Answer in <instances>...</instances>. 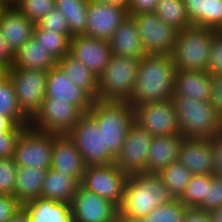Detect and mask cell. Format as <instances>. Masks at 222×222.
<instances>
[{
	"label": "cell",
	"mask_w": 222,
	"mask_h": 222,
	"mask_svg": "<svg viewBox=\"0 0 222 222\" xmlns=\"http://www.w3.org/2000/svg\"><path fill=\"white\" fill-rule=\"evenodd\" d=\"M176 71L171 55L143 56L133 92L127 102L135 109L145 104L170 100Z\"/></svg>",
	"instance_id": "obj_1"
},
{
	"label": "cell",
	"mask_w": 222,
	"mask_h": 222,
	"mask_svg": "<svg viewBox=\"0 0 222 222\" xmlns=\"http://www.w3.org/2000/svg\"><path fill=\"white\" fill-rule=\"evenodd\" d=\"M177 200L159 173L128 175L118 218L147 217L155 207Z\"/></svg>",
	"instance_id": "obj_2"
},
{
	"label": "cell",
	"mask_w": 222,
	"mask_h": 222,
	"mask_svg": "<svg viewBox=\"0 0 222 222\" xmlns=\"http://www.w3.org/2000/svg\"><path fill=\"white\" fill-rule=\"evenodd\" d=\"M87 114L102 129L104 147L117 157L130 126L135 122L134 108L127 101L95 99Z\"/></svg>",
	"instance_id": "obj_3"
},
{
	"label": "cell",
	"mask_w": 222,
	"mask_h": 222,
	"mask_svg": "<svg viewBox=\"0 0 222 222\" xmlns=\"http://www.w3.org/2000/svg\"><path fill=\"white\" fill-rule=\"evenodd\" d=\"M180 133L184 137L211 138L222 132L221 114L211 102L172 97Z\"/></svg>",
	"instance_id": "obj_4"
},
{
	"label": "cell",
	"mask_w": 222,
	"mask_h": 222,
	"mask_svg": "<svg viewBox=\"0 0 222 222\" xmlns=\"http://www.w3.org/2000/svg\"><path fill=\"white\" fill-rule=\"evenodd\" d=\"M216 30L192 25L178 31L171 58L177 70L207 71L211 41Z\"/></svg>",
	"instance_id": "obj_5"
},
{
	"label": "cell",
	"mask_w": 222,
	"mask_h": 222,
	"mask_svg": "<svg viewBox=\"0 0 222 222\" xmlns=\"http://www.w3.org/2000/svg\"><path fill=\"white\" fill-rule=\"evenodd\" d=\"M140 59L112 55L98 78V99L128 101L133 92Z\"/></svg>",
	"instance_id": "obj_6"
},
{
	"label": "cell",
	"mask_w": 222,
	"mask_h": 222,
	"mask_svg": "<svg viewBox=\"0 0 222 222\" xmlns=\"http://www.w3.org/2000/svg\"><path fill=\"white\" fill-rule=\"evenodd\" d=\"M59 134L25 127L16 140L13 159L17 166L48 170L52 165L54 139Z\"/></svg>",
	"instance_id": "obj_7"
},
{
	"label": "cell",
	"mask_w": 222,
	"mask_h": 222,
	"mask_svg": "<svg viewBox=\"0 0 222 222\" xmlns=\"http://www.w3.org/2000/svg\"><path fill=\"white\" fill-rule=\"evenodd\" d=\"M75 143L86 166L109 165L115 163L116 157L104 147L102 129L86 113L67 133Z\"/></svg>",
	"instance_id": "obj_8"
},
{
	"label": "cell",
	"mask_w": 222,
	"mask_h": 222,
	"mask_svg": "<svg viewBox=\"0 0 222 222\" xmlns=\"http://www.w3.org/2000/svg\"><path fill=\"white\" fill-rule=\"evenodd\" d=\"M6 73L12 80L22 113L31 120L40 110L45 98L47 72L10 68Z\"/></svg>",
	"instance_id": "obj_9"
},
{
	"label": "cell",
	"mask_w": 222,
	"mask_h": 222,
	"mask_svg": "<svg viewBox=\"0 0 222 222\" xmlns=\"http://www.w3.org/2000/svg\"><path fill=\"white\" fill-rule=\"evenodd\" d=\"M137 26L146 55H171L178 31L154 12L131 16Z\"/></svg>",
	"instance_id": "obj_10"
},
{
	"label": "cell",
	"mask_w": 222,
	"mask_h": 222,
	"mask_svg": "<svg viewBox=\"0 0 222 222\" xmlns=\"http://www.w3.org/2000/svg\"><path fill=\"white\" fill-rule=\"evenodd\" d=\"M83 113L73 104L54 98H44L40 110L29 121L33 129L67 134L79 121Z\"/></svg>",
	"instance_id": "obj_11"
},
{
	"label": "cell",
	"mask_w": 222,
	"mask_h": 222,
	"mask_svg": "<svg viewBox=\"0 0 222 222\" xmlns=\"http://www.w3.org/2000/svg\"><path fill=\"white\" fill-rule=\"evenodd\" d=\"M128 175L115 164L86 166L81 185L120 206Z\"/></svg>",
	"instance_id": "obj_12"
},
{
	"label": "cell",
	"mask_w": 222,
	"mask_h": 222,
	"mask_svg": "<svg viewBox=\"0 0 222 222\" xmlns=\"http://www.w3.org/2000/svg\"><path fill=\"white\" fill-rule=\"evenodd\" d=\"M153 135L134 122L127 133L115 164L127 175L147 172V156Z\"/></svg>",
	"instance_id": "obj_13"
},
{
	"label": "cell",
	"mask_w": 222,
	"mask_h": 222,
	"mask_svg": "<svg viewBox=\"0 0 222 222\" xmlns=\"http://www.w3.org/2000/svg\"><path fill=\"white\" fill-rule=\"evenodd\" d=\"M70 206L73 222H118L119 207L81 184Z\"/></svg>",
	"instance_id": "obj_14"
},
{
	"label": "cell",
	"mask_w": 222,
	"mask_h": 222,
	"mask_svg": "<svg viewBox=\"0 0 222 222\" xmlns=\"http://www.w3.org/2000/svg\"><path fill=\"white\" fill-rule=\"evenodd\" d=\"M135 122L154 137L180 135L178 115L171 99L145 104L134 109Z\"/></svg>",
	"instance_id": "obj_15"
},
{
	"label": "cell",
	"mask_w": 222,
	"mask_h": 222,
	"mask_svg": "<svg viewBox=\"0 0 222 222\" xmlns=\"http://www.w3.org/2000/svg\"><path fill=\"white\" fill-rule=\"evenodd\" d=\"M70 54L96 76H100L112 56L110 43L84 34L70 39Z\"/></svg>",
	"instance_id": "obj_16"
},
{
	"label": "cell",
	"mask_w": 222,
	"mask_h": 222,
	"mask_svg": "<svg viewBox=\"0 0 222 222\" xmlns=\"http://www.w3.org/2000/svg\"><path fill=\"white\" fill-rule=\"evenodd\" d=\"M128 13L117 6L106 3L88 2L86 36L110 41Z\"/></svg>",
	"instance_id": "obj_17"
},
{
	"label": "cell",
	"mask_w": 222,
	"mask_h": 222,
	"mask_svg": "<svg viewBox=\"0 0 222 222\" xmlns=\"http://www.w3.org/2000/svg\"><path fill=\"white\" fill-rule=\"evenodd\" d=\"M45 98L69 102L83 114L91 109L94 101L86 91L73 84L57 64L47 72Z\"/></svg>",
	"instance_id": "obj_18"
},
{
	"label": "cell",
	"mask_w": 222,
	"mask_h": 222,
	"mask_svg": "<svg viewBox=\"0 0 222 222\" xmlns=\"http://www.w3.org/2000/svg\"><path fill=\"white\" fill-rule=\"evenodd\" d=\"M213 147L209 138L184 137L178 161L188 167L193 175L213 174Z\"/></svg>",
	"instance_id": "obj_19"
},
{
	"label": "cell",
	"mask_w": 222,
	"mask_h": 222,
	"mask_svg": "<svg viewBox=\"0 0 222 222\" xmlns=\"http://www.w3.org/2000/svg\"><path fill=\"white\" fill-rule=\"evenodd\" d=\"M35 23L30 21L13 5L0 9V29L13 54L32 36Z\"/></svg>",
	"instance_id": "obj_20"
},
{
	"label": "cell",
	"mask_w": 222,
	"mask_h": 222,
	"mask_svg": "<svg viewBox=\"0 0 222 222\" xmlns=\"http://www.w3.org/2000/svg\"><path fill=\"white\" fill-rule=\"evenodd\" d=\"M85 167L86 165L75 143L67 134L58 135L54 139L51 168L68 174L81 184Z\"/></svg>",
	"instance_id": "obj_21"
},
{
	"label": "cell",
	"mask_w": 222,
	"mask_h": 222,
	"mask_svg": "<svg viewBox=\"0 0 222 222\" xmlns=\"http://www.w3.org/2000/svg\"><path fill=\"white\" fill-rule=\"evenodd\" d=\"M213 79L207 71L177 70L174 79L172 97L210 102Z\"/></svg>",
	"instance_id": "obj_22"
},
{
	"label": "cell",
	"mask_w": 222,
	"mask_h": 222,
	"mask_svg": "<svg viewBox=\"0 0 222 222\" xmlns=\"http://www.w3.org/2000/svg\"><path fill=\"white\" fill-rule=\"evenodd\" d=\"M109 43L112 55L137 59L146 55L137 26L129 15L121 22Z\"/></svg>",
	"instance_id": "obj_23"
},
{
	"label": "cell",
	"mask_w": 222,
	"mask_h": 222,
	"mask_svg": "<svg viewBox=\"0 0 222 222\" xmlns=\"http://www.w3.org/2000/svg\"><path fill=\"white\" fill-rule=\"evenodd\" d=\"M182 140L181 134L153 137L147 156V172L159 173L166 166L177 162Z\"/></svg>",
	"instance_id": "obj_24"
},
{
	"label": "cell",
	"mask_w": 222,
	"mask_h": 222,
	"mask_svg": "<svg viewBox=\"0 0 222 222\" xmlns=\"http://www.w3.org/2000/svg\"><path fill=\"white\" fill-rule=\"evenodd\" d=\"M30 222H73L72 208L66 202L37 198L21 206Z\"/></svg>",
	"instance_id": "obj_25"
},
{
	"label": "cell",
	"mask_w": 222,
	"mask_h": 222,
	"mask_svg": "<svg viewBox=\"0 0 222 222\" xmlns=\"http://www.w3.org/2000/svg\"><path fill=\"white\" fill-rule=\"evenodd\" d=\"M56 64L57 60L32 36L15 52L11 68L48 72Z\"/></svg>",
	"instance_id": "obj_26"
},
{
	"label": "cell",
	"mask_w": 222,
	"mask_h": 222,
	"mask_svg": "<svg viewBox=\"0 0 222 222\" xmlns=\"http://www.w3.org/2000/svg\"><path fill=\"white\" fill-rule=\"evenodd\" d=\"M192 25L222 31V0H183Z\"/></svg>",
	"instance_id": "obj_27"
},
{
	"label": "cell",
	"mask_w": 222,
	"mask_h": 222,
	"mask_svg": "<svg viewBox=\"0 0 222 222\" xmlns=\"http://www.w3.org/2000/svg\"><path fill=\"white\" fill-rule=\"evenodd\" d=\"M79 185L80 184L68 174H63L50 168L46 172L40 197L71 204Z\"/></svg>",
	"instance_id": "obj_28"
},
{
	"label": "cell",
	"mask_w": 222,
	"mask_h": 222,
	"mask_svg": "<svg viewBox=\"0 0 222 222\" xmlns=\"http://www.w3.org/2000/svg\"><path fill=\"white\" fill-rule=\"evenodd\" d=\"M57 65L73 84L86 91L94 100L98 99L99 77L83 63L68 53L57 61Z\"/></svg>",
	"instance_id": "obj_29"
},
{
	"label": "cell",
	"mask_w": 222,
	"mask_h": 222,
	"mask_svg": "<svg viewBox=\"0 0 222 222\" xmlns=\"http://www.w3.org/2000/svg\"><path fill=\"white\" fill-rule=\"evenodd\" d=\"M46 172L37 167L18 166L14 197L21 205L40 197Z\"/></svg>",
	"instance_id": "obj_30"
},
{
	"label": "cell",
	"mask_w": 222,
	"mask_h": 222,
	"mask_svg": "<svg viewBox=\"0 0 222 222\" xmlns=\"http://www.w3.org/2000/svg\"><path fill=\"white\" fill-rule=\"evenodd\" d=\"M0 115L9 117L16 125L29 126L30 120L22 113L12 80L6 72L0 78Z\"/></svg>",
	"instance_id": "obj_31"
},
{
	"label": "cell",
	"mask_w": 222,
	"mask_h": 222,
	"mask_svg": "<svg viewBox=\"0 0 222 222\" xmlns=\"http://www.w3.org/2000/svg\"><path fill=\"white\" fill-rule=\"evenodd\" d=\"M88 0H55V7L65 16L72 35L84 34L87 30Z\"/></svg>",
	"instance_id": "obj_32"
},
{
	"label": "cell",
	"mask_w": 222,
	"mask_h": 222,
	"mask_svg": "<svg viewBox=\"0 0 222 222\" xmlns=\"http://www.w3.org/2000/svg\"><path fill=\"white\" fill-rule=\"evenodd\" d=\"M33 37L37 42H40L57 61L70 53V39L73 37L72 34H62L52 30L48 31L35 24Z\"/></svg>",
	"instance_id": "obj_33"
},
{
	"label": "cell",
	"mask_w": 222,
	"mask_h": 222,
	"mask_svg": "<svg viewBox=\"0 0 222 222\" xmlns=\"http://www.w3.org/2000/svg\"><path fill=\"white\" fill-rule=\"evenodd\" d=\"M154 13L177 31L192 26L183 0H159Z\"/></svg>",
	"instance_id": "obj_34"
},
{
	"label": "cell",
	"mask_w": 222,
	"mask_h": 222,
	"mask_svg": "<svg viewBox=\"0 0 222 222\" xmlns=\"http://www.w3.org/2000/svg\"><path fill=\"white\" fill-rule=\"evenodd\" d=\"M165 186L176 196L180 198L185 187L190 182L193 173L187 166L182 165L179 161L173 162L159 172Z\"/></svg>",
	"instance_id": "obj_35"
},
{
	"label": "cell",
	"mask_w": 222,
	"mask_h": 222,
	"mask_svg": "<svg viewBox=\"0 0 222 222\" xmlns=\"http://www.w3.org/2000/svg\"><path fill=\"white\" fill-rule=\"evenodd\" d=\"M212 179L209 175H193L178 199L186 207H199L206 197L208 183Z\"/></svg>",
	"instance_id": "obj_36"
},
{
	"label": "cell",
	"mask_w": 222,
	"mask_h": 222,
	"mask_svg": "<svg viewBox=\"0 0 222 222\" xmlns=\"http://www.w3.org/2000/svg\"><path fill=\"white\" fill-rule=\"evenodd\" d=\"M13 6L36 24L55 8V0H17Z\"/></svg>",
	"instance_id": "obj_37"
},
{
	"label": "cell",
	"mask_w": 222,
	"mask_h": 222,
	"mask_svg": "<svg viewBox=\"0 0 222 222\" xmlns=\"http://www.w3.org/2000/svg\"><path fill=\"white\" fill-rule=\"evenodd\" d=\"M186 206L179 200L155 207L147 216L151 222H183Z\"/></svg>",
	"instance_id": "obj_38"
},
{
	"label": "cell",
	"mask_w": 222,
	"mask_h": 222,
	"mask_svg": "<svg viewBox=\"0 0 222 222\" xmlns=\"http://www.w3.org/2000/svg\"><path fill=\"white\" fill-rule=\"evenodd\" d=\"M17 170L13 157L0 159V194L14 196Z\"/></svg>",
	"instance_id": "obj_39"
},
{
	"label": "cell",
	"mask_w": 222,
	"mask_h": 222,
	"mask_svg": "<svg viewBox=\"0 0 222 222\" xmlns=\"http://www.w3.org/2000/svg\"><path fill=\"white\" fill-rule=\"evenodd\" d=\"M222 207V177L212 174V179L208 183L206 197L198 207L205 211Z\"/></svg>",
	"instance_id": "obj_40"
},
{
	"label": "cell",
	"mask_w": 222,
	"mask_h": 222,
	"mask_svg": "<svg viewBox=\"0 0 222 222\" xmlns=\"http://www.w3.org/2000/svg\"><path fill=\"white\" fill-rule=\"evenodd\" d=\"M207 72L211 75L222 73V31H216L211 41Z\"/></svg>",
	"instance_id": "obj_41"
},
{
	"label": "cell",
	"mask_w": 222,
	"mask_h": 222,
	"mask_svg": "<svg viewBox=\"0 0 222 222\" xmlns=\"http://www.w3.org/2000/svg\"><path fill=\"white\" fill-rule=\"evenodd\" d=\"M39 27L48 31H56L62 34H71L65 16L56 7L36 23Z\"/></svg>",
	"instance_id": "obj_42"
},
{
	"label": "cell",
	"mask_w": 222,
	"mask_h": 222,
	"mask_svg": "<svg viewBox=\"0 0 222 222\" xmlns=\"http://www.w3.org/2000/svg\"><path fill=\"white\" fill-rule=\"evenodd\" d=\"M21 206L14 196L0 194V222H7Z\"/></svg>",
	"instance_id": "obj_43"
},
{
	"label": "cell",
	"mask_w": 222,
	"mask_h": 222,
	"mask_svg": "<svg viewBox=\"0 0 222 222\" xmlns=\"http://www.w3.org/2000/svg\"><path fill=\"white\" fill-rule=\"evenodd\" d=\"M20 133L0 134V159L13 157L16 140Z\"/></svg>",
	"instance_id": "obj_44"
},
{
	"label": "cell",
	"mask_w": 222,
	"mask_h": 222,
	"mask_svg": "<svg viewBox=\"0 0 222 222\" xmlns=\"http://www.w3.org/2000/svg\"><path fill=\"white\" fill-rule=\"evenodd\" d=\"M213 147V175L222 177V132L209 138Z\"/></svg>",
	"instance_id": "obj_45"
},
{
	"label": "cell",
	"mask_w": 222,
	"mask_h": 222,
	"mask_svg": "<svg viewBox=\"0 0 222 222\" xmlns=\"http://www.w3.org/2000/svg\"><path fill=\"white\" fill-rule=\"evenodd\" d=\"M159 0H130L129 16L154 12Z\"/></svg>",
	"instance_id": "obj_46"
},
{
	"label": "cell",
	"mask_w": 222,
	"mask_h": 222,
	"mask_svg": "<svg viewBox=\"0 0 222 222\" xmlns=\"http://www.w3.org/2000/svg\"><path fill=\"white\" fill-rule=\"evenodd\" d=\"M213 86L211 93V105L222 114V73L212 76Z\"/></svg>",
	"instance_id": "obj_47"
},
{
	"label": "cell",
	"mask_w": 222,
	"mask_h": 222,
	"mask_svg": "<svg viewBox=\"0 0 222 222\" xmlns=\"http://www.w3.org/2000/svg\"><path fill=\"white\" fill-rule=\"evenodd\" d=\"M14 54L9 49L0 29V69L7 72L13 65Z\"/></svg>",
	"instance_id": "obj_48"
},
{
	"label": "cell",
	"mask_w": 222,
	"mask_h": 222,
	"mask_svg": "<svg viewBox=\"0 0 222 222\" xmlns=\"http://www.w3.org/2000/svg\"><path fill=\"white\" fill-rule=\"evenodd\" d=\"M183 222H212V219L208 211L197 207H186Z\"/></svg>",
	"instance_id": "obj_49"
},
{
	"label": "cell",
	"mask_w": 222,
	"mask_h": 222,
	"mask_svg": "<svg viewBox=\"0 0 222 222\" xmlns=\"http://www.w3.org/2000/svg\"><path fill=\"white\" fill-rule=\"evenodd\" d=\"M25 127L16 125L9 117L0 115V134L21 133Z\"/></svg>",
	"instance_id": "obj_50"
},
{
	"label": "cell",
	"mask_w": 222,
	"mask_h": 222,
	"mask_svg": "<svg viewBox=\"0 0 222 222\" xmlns=\"http://www.w3.org/2000/svg\"><path fill=\"white\" fill-rule=\"evenodd\" d=\"M89 2L106 3L129 11L130 0H88Z\"/></svg>",
	"instance_id": "obj_51"
},
{
	"label": "cell",
	"mask_w": 222,
	"mask_h": 222,
	"mask_svg": "<svg viewBox=\"0 0 222 222\" xmlns=\"http://www.w3.org/2000/svg\"><path fill=\"white\" fill-rule=\"evenodd\" d=\"M7 222H30L28 213L20 207Z\"/></svg>",
	"instance_id": "obj_52"
},
{
	"label": "cell",
	"mask_w": 222,
	"mask_h": 222,
	"mask_svg": "<svg viewBox=\"0 0 222 222\" xmlns=\"http://www.w3.org/2000/svg\"><path fill=\"white\" fill-rule=\"evenodd\" d=\"M208 212L211 216L212 222H222V207L211 209Z\"/></svg>",
	"instance_id": "obj_53"
},
{
	"label": "cell",
	"mask_w": 222,
	"mask_h": 222,
	"mask_svg": "<svg viewBox=\"0 0 222 222\" xmlns=\"http://www.w3.org/2000/svg\"><path fill=\"white\" fill-rule=\"evenodd\" d=\"M118 222H151L147 217L118 218Z\"/></svg>",
	"instance_id": "obj_54"
},
{
	"label": "cell",
	"mask_w": 222,
	"mask_h": 222,
	"mask_svg": "<svg viewBox=\"0 0 222 222\" xmlns=\"http://www.w3.org/2000/svg\"><path fill=\"white\" fill-rule=\"evenodd\" d=\"M4 5H13L17 0H0Z\"/></svg>",
	"instance_id": "obj_55"
},
{
	"label": "cell",
	"mask_w": 222,
	"mask_h": 222,
	"mask_svg": "<svg viewBox=\"0 0 222 222\" xmlns=\"http://www.w3.org/2000/svg\"><path fill=\"white\" fill-rule=\"evenodd\" d=\"M5 73V71H3L2 69H0V78L1 76Z\"/></svg>",
	"instance_id": "obj_56"
},
{
	"label": "cell",
	"mask_w": 222,
	"mask_h": 222,
	"mask_svg": "<svg viewBox=\"0 0 222 222\" xmlns=\"http://www.w3.org/2000/svg\"><path fill=\"white\" fill-rule=\"evenodd\" d=\"M4 6V4L0 1V9Z\"/></svg>",
	"instance_id": "obj_57"
}]
</instances>
